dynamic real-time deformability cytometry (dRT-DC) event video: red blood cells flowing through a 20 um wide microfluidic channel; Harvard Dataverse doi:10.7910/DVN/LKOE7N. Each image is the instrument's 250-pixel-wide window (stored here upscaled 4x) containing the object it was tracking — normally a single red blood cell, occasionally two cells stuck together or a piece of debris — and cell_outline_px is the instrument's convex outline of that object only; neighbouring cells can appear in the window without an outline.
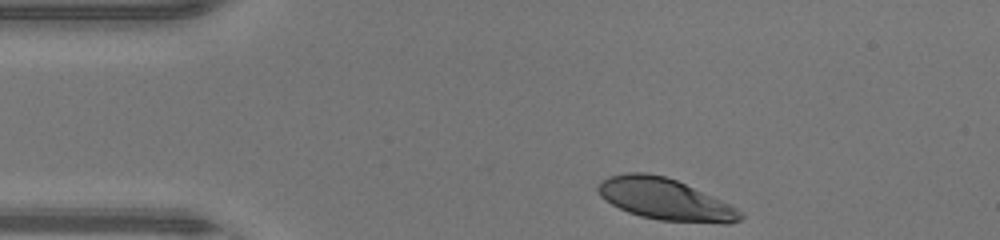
{"species": "human", "species_latin": "Homo sapiens", "temperature_condition": "warm", "stored_images_in_passage": 31, "camera_frame_rate_fps": 3000, "um_per_image_px": 0.085, "donor": {"sex": "male"}, "frame": {"image": 1, "passage_image": 1, "time_ms": 0.0, "image_size_px": [1000, 240], "cell_outline_px": [[744, 216], [740, 220], [728, 224], [724, 224], [660, 220], [640, 216], [628, 212], [612, 204], [600, 196], [596, 188], [600, 180], [608, 176], [624, 172], [644, 172], [664, 176], [676, 180], [720, 200], [744, 212]], "centroid_in_image_um": [56.51, 16.94], "position_along_channel_um": 28.5, "area_um2": 34.39}}
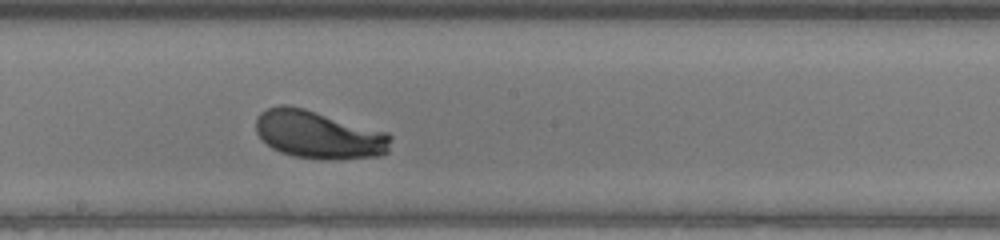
{"frame": {"image": 2, "passage_image": 18, "time_ms": 5.667, "image_size_px": [1000, 240], "cell_outline_px": [[392, 136], [388, 152], [380, 156], [332, 160], [324, 160], [292, 156], [280, 152], [272, 148], [256, 132], [256, 116], [260, 112], [268, 108], [280, 104], [284, 104], [304, 108], [388, 132]], "centroid_in_image_um": [27.1, 11.45], "position_along_channel_um": 221.1, "area_um2": 37.97}}
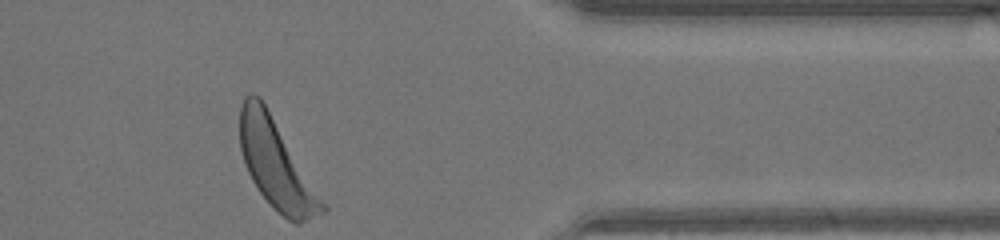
{"frame": {"image": 3, "passage_image": 31, "time_ms": 10.0, "image_size_px": [1000, 240], "cell_outline_px": [[328, 208], [324, 212], [300, 224], [296, 224], [288, 220], [260, 192], [252, 180], [248, 172], [240, 148], [240, 108], [244, 96], [248, 92], [252, 92], [260, 96]], "centroid_in_image_um": [23.46, 13.94], "position_along_channel_um": 387.9, "area_um2": 41.5}, "authors_computed_cell_mechanics": {"area_um2": 37.0498, "velocity_mm_per_s": 4.3966, "shape_relaxation_time_tau1_ms": 2.707, "shape_relaxation_time_tau2_ms": null, "deformation_change_tau1": 0.1846, "deformation_change_tau2": null}}